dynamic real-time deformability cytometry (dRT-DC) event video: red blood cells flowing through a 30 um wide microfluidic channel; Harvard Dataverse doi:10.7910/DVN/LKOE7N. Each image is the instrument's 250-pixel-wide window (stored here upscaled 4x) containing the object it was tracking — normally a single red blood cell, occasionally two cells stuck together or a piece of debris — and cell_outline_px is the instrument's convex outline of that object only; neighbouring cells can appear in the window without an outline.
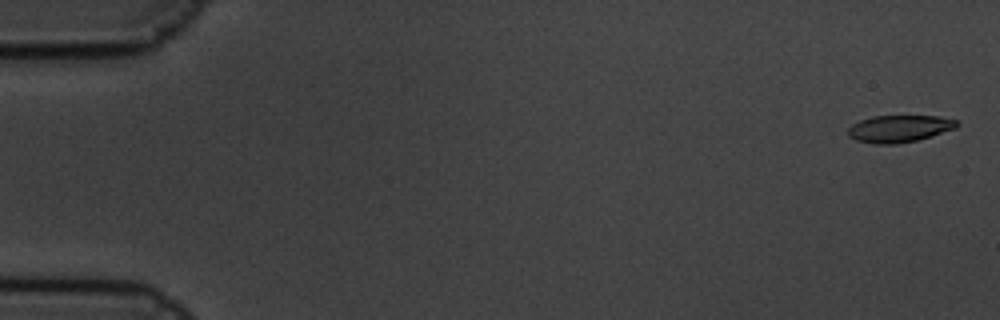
{"species": "common noctule bat (a hibernating species)", "species_latin": "Nyctalus noctula", "temperature_condition": "cold", "stored_images_in_passage": 60, "camera_frame_rate_fps": 3000, "um_per_image_px": 0.085, "animal": {"sex": "male", "body_mass_g": 19.5, "forearm_length_mm": 54.6}, "frame": {"image": 1, "passage_image": 1, "time_ms": 0.0, "image_size_px": [1000, 320], "cell_outline_px": [[960, 124], [956, 128], [916, 140], [896, 144], [876, 144], [856, 140], [848, 136], [848, 128], [852, 124], [860, 120], [872, 116], [940, 116], [956, 120]], "centroid_in_image_um": [76.42, 10.93], "position_along_channel_um": 8.6, "area_um2": 17.11}}
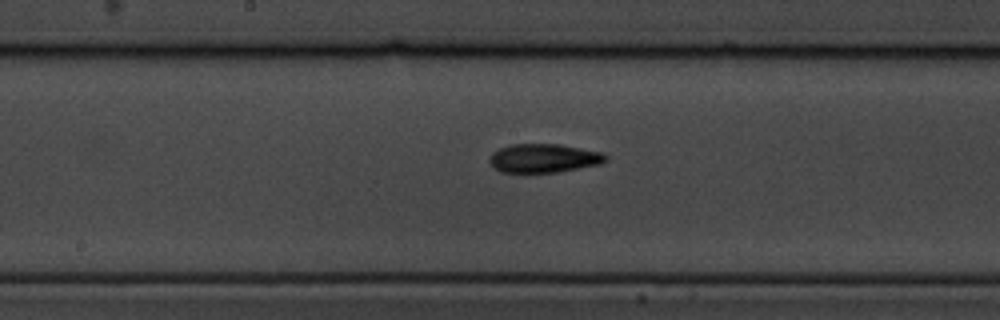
{"frame": {"image": 2, "passage_image": 31, "time_ms": 10.0, "image_size_px": [1000, 320], "cell_outline_px": [[608, 160], [600, 164], [560, 172], [500, 172], [488, 160], [492, 152], [500, 148], [512, 144], [560, 144], [604, 152], [608, 156]], "centroid_in_image_um": [46.27, 13.44], "position_along_channel_um": 201.9, "area_um2": 19.59}}
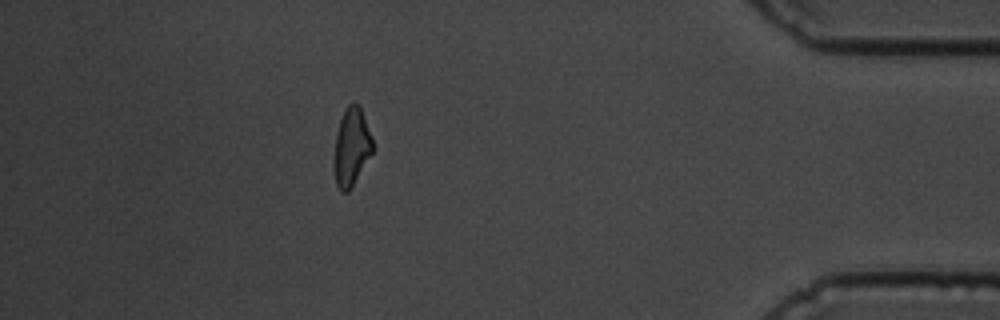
{"frame": {"image": 3, "passage_image": 53, "time_ms": 17.333, "image_size_px": [1000, 320], "cell_outline_px": [[372, 152], [348, 192], [340, 192], [336, 184], [336, 132], [340, 120], [348, 104], [352, 100], [356, 100], [360, 104], [372, 136]], "centroid_in_image_um": [29.91, 12.4], "position_along_channel_um": 405.3, "area_um2": 17.05}, "authors_computed_cell_mechanics": {"area_um2": 18.3226, "velocity_mm_per_s": 3.3649, "shape_relaxation_time_tau1_ms": 5.0338, "shape_relaxation_time_tau2_ms": 5.2148, "deformation_change_tau1": 0.1554, "deformation_change_tau2": 0.1363}}